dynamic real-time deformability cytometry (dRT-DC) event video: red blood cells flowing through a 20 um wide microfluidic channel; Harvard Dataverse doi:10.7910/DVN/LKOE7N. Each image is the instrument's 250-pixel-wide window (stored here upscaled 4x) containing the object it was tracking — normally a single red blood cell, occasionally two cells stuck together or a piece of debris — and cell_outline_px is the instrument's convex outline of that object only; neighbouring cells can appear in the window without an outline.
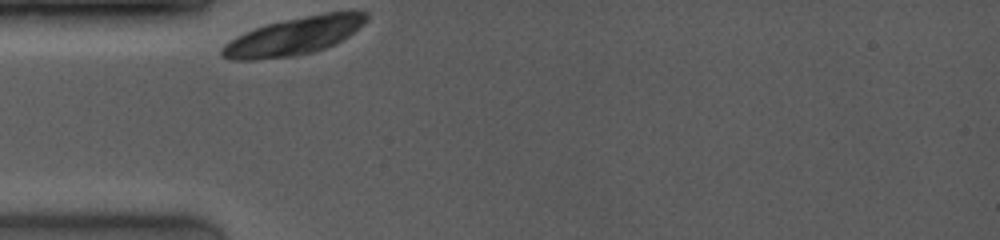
{"species": "common noctule bat (a hibernating species)", "species_latin": "Nyctalus noctula", "temperature_condition": "room temperature", "stored_images_in_passage": 7, "camera_frame_rate_fps": 4000, "um_per_image_px": 0.085, "animal": {"sex": "female", "body_mass_g": 19.0, "forearm_length_mm": 53.3}, "frame": {"image": 1, "passage_image": 1, "time_ms": 0.0, "image_size_px": [1000, 240], "cell_outline_px": [[368, 16], [348, 36], [324, 48], [312, 52], [292, 56], [252, 60], [228, 60], [220, 56], [220, 48], [224, 44], [236, 36], [244, 32], [268, 24], [284, 20], [324, 12], [368, 12]], "centroid_in_image_um": [24.87, 3.09], "position_along_channel_um": 60.1, "area_um2": 31.1}}
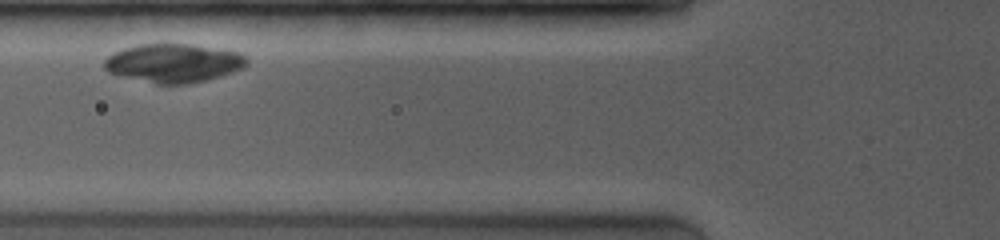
{"frame": {"image": 2, "passage_image": 4, "time_ms": 1.5, "image_size_px": [1000, 240], "cell_outline_px": [[248, 64], [244, 68], [220, 76], [188, 84], [156, 84], [120, 76], [108, 72], [104, 68], [104, 60], [112, 52], [124, 48], [140, 44], [192, 44], [236, 52], [244, 56], [248, 60]], "centroid_in_image_um": [14.71, 5.37], "position_along_channel_um": 111.1, "area_um2": 32.08}}
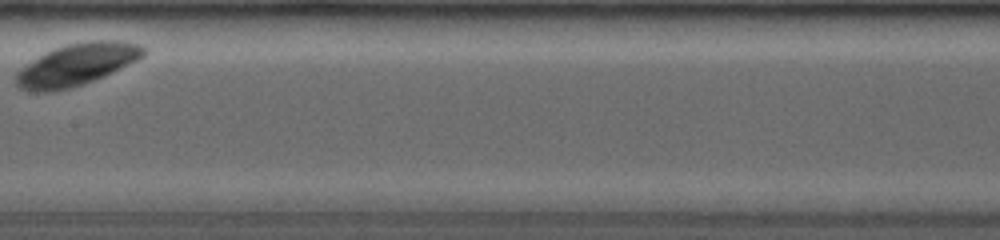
{"frame": {"image": 3, "passage_image": 7, "time_ms": 4.0, "image_size_px": [1000, 240], "cell_outline_px": [[148, 52], [144, 56], [104, 76], [84, 84], [72, 88], [48, 92], [32, 92], [20, 88], [16, 84], [16, 72], [24, 64], [44, 52], [52, 48], [68, 44], [92, 40], [116, 40], [140, 44], [148, 48]], "centroid_in_image_um": [6.51, 5.48], "position_along_channel_um": 200.9, "area_um2": 31.5}}